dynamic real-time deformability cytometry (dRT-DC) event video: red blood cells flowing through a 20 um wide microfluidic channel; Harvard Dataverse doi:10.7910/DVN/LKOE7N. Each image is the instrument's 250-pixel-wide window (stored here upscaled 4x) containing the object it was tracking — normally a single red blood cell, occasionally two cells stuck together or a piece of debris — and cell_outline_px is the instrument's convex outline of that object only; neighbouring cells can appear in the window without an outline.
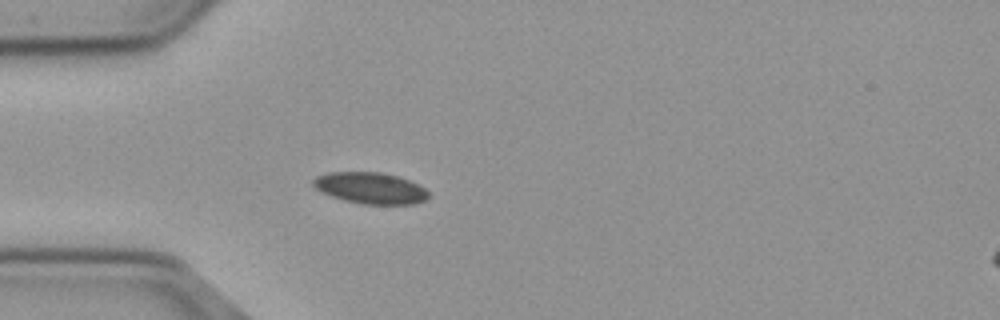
{"species": "common noctule bat (a hibernating species)", "species_latin": "Nyctalus noctula", "temperature_condition": "cold", "stored_images_in_passage": 41, "camera_frame_rate_fps": 3000, "um_per_image_px": 0.085, "animal": {"sex": "male", "body_mass_g": 23.1, "forearm_length_mm": 52.7}, "frame": {"image": 1, "passage_image": 1, "time_ms": 0.0, "image_size_px": [1000, 320], "cell_outline_px": [[428, 200], [416, 204], [360, 204], [344, 200], [320, 192], [312, 184], [312, 180], [316, 176], [328, 172], [380, 172], [396, 176], [408, 180], [424, 188], [428, 192]], "centroid_in_image_um": [31.46, 15.99], "position_along_channel_um": 53.5, "area_um2": 21.1}}
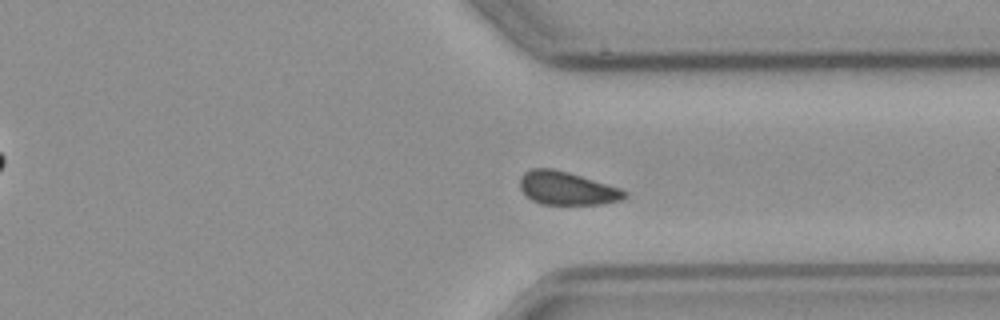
{"frame": {"image": 2, "passage_image": 27, "time_ms": 8.667, "image_size_px": [1000, 320], "cell_outline_px": [[628, 196], [620, 200], [600, 204], [540, 204], [532, 200], [520, 188], [520, 176], [524, 172], [532, 168], [552, 168], [568, 172], [620, 188], [628, 192]], "centroid_in_image_um": [48.18, 16.0], "position_along_channel_um": 363.2, "area_um2": 20.17}}
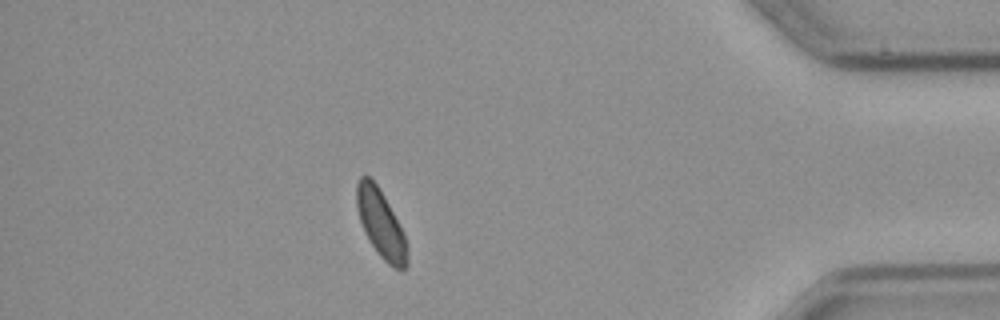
{"frame": {"image": 3, "passage_image": 34, "time_ms": 11.0, "image_size_px": [1000, 320], "cell_outline_px": [[408, 264], [400, 272], [388, 264], [380, 256], [364, 232], [356, 208], [356, 184], [360, 176], [368, 176], [376, 184], [388, 204], [404, 232], [408, 248]], "centroid_in_image_um": [32.38, 19.06], "position_along_channel_um": 402.8, "area_um2": 19.94}}